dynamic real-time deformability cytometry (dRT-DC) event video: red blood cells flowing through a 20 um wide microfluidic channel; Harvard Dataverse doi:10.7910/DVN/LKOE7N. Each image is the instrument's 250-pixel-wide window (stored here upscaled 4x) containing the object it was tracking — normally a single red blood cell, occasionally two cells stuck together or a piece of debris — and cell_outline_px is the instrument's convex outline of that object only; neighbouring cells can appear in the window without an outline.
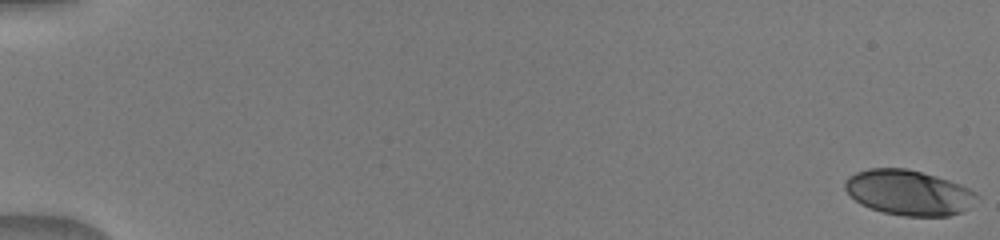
{"species": "human", "species_latin": "Homo sapiens", "temperature_condition": "warm", "stored_images_in_passage": 52, "camera_frame_rate_fps": 3000, "um_per_image_px": 0.085, "donor": {"sex": "male"}, "frame": {"image": 1, "passage_image": 1, "time_ms": 0.0, "image_size_px": [1000, 240], "cell_outline_px": [[980, 196], [964, 212], [948, 216], [904, 216], [884, 212], [860, 204], [844, 188], [844, 180], [848, 176], [856, 172], [868, 168], [908, 168], [936, 176], [960, 184], [976, 192]], "centroid_in_image_um": [77.25, 16.36], "position_along_channel_um": 7.8, "area_um2": 34.8}}
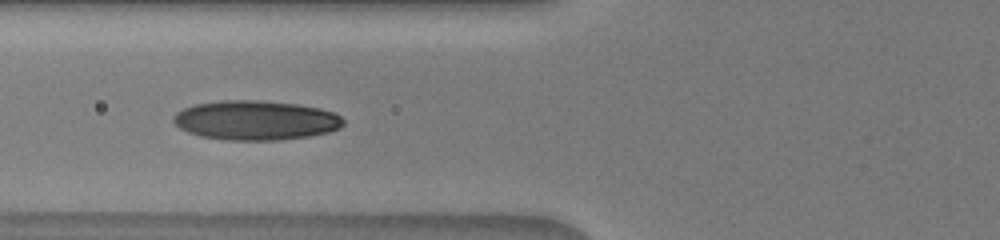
{"frame": {"image": 2, "passage_image": 22, "time_ms": 7.0, "image_size_px": [1000, 240], "cell_outline_px": [[344, 124], [340, 128], [328, 132], [308, 136], [280, 140], [228, 140], [200, 136], [188, 132], [180, 128], [172, 120], [172, 116], [176, 112], [184, 108], [196, 104], [220, 100], [260, 100], [296, 104], [320, 108], [336, 112], [344, 120]], "centroid_in_image_um": [21.74, 10.22], "position_along_channel_um": 104.1, "area_um2": 39.25}}
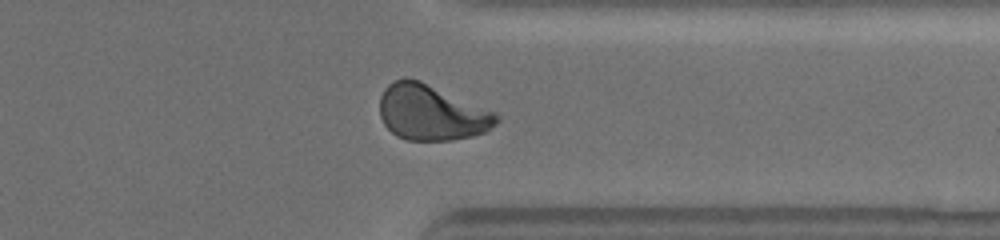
{"frame": {"image": 3, "passage_image": 42, "time_ms": 13.667, "image_size_px": [1000, 240], "cell_outline_px": [[500, 120], [488, 132], [472, 136], [452, 140], [408, 140], [396, 136], [384, 124], [380, 116], [380, 96], [384, 88], [392, 80], [404, 76], [408, 76], [420, 80], [496, 112], [500, 116]], "centroid_in_image_um": [36.67, 9.55], "position_along_channel_um": 374.7, "area_um2": 38.32}}